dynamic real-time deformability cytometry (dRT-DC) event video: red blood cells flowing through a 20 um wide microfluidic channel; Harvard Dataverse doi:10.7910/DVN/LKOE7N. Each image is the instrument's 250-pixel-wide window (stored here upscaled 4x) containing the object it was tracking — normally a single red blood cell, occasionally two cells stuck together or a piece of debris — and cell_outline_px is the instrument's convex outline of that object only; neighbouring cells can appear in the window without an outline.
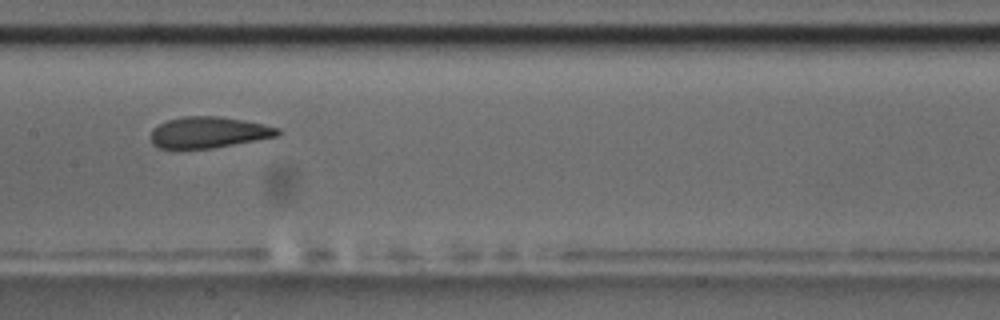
{"species": "common noctule bat (a hibernating species)", "species_latin": "Nyctalus noctula", "temperature_condition": "room temperature", "stored_images_in_passage": 40, "camera_frame_rate_fps": 3000, "um_per_image_px": 0.085, "animal": {"sex": "male", "body_mass_g": 17.5, "forearm_length_mm": 52.3}, "frame": {"image": 1, "passage_image": 12, "time_ms": 3.667, "image_size_px": [1000, 320], "cell_outline_px": [[280, 132], [276, 136], [256, 140], [212, 148], [160, 148], [152, 144], [148, 136], [152, 128], [168, 120], [184, 116], [220, 116], [244, 120], [264, 124], [280, 128]], "centroid_in_image_um": [17.69, 11.24], "position_along_channel_um": 189.7, "area_um2": 23.06}, "authors_computed_cell_mechanics": {"area_um2": 24.1026, "velocity_mm_per_s": 3.7127, "shape_relaxation_time_tau1_ms": 6.8412, "shape_relaxation_time_tau2_ms": 1.2283, "deformation_change_tau1": 0.1771, "deformation_change_tau2": 0.0696}}